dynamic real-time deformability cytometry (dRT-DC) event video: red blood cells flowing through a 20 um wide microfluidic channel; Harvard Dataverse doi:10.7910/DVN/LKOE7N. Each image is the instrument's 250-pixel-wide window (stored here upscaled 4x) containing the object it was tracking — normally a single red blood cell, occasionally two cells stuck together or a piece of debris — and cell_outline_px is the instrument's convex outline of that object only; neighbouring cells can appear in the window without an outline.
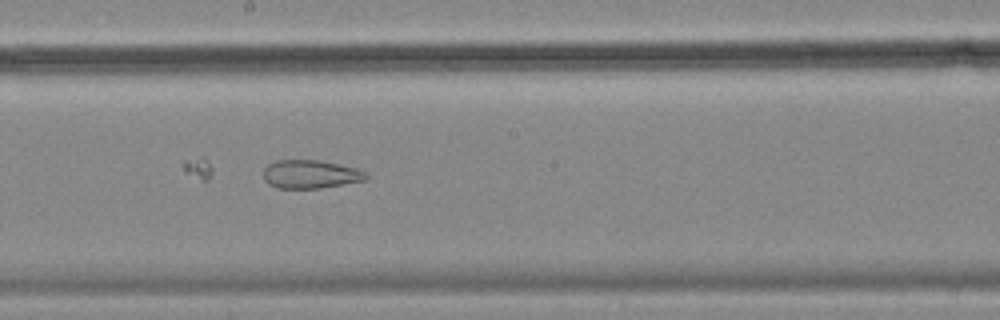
{"species": "common noctule bat (a hibernating species)", "species_latin": "Nyctalus noctula", "temperature_condition": "cold", "stored_images_in_passage": 45, "segment_of_instrument_passage": [1, 2], "camera_frame_rate_fps": 3000, "um_per_image_px": 0.085, "animal": {"sex": "female", "body_mass_g": 18.4}, "frame": {"image": 1, "passage_image": 20, "time_ms": 6.333, "image_size_px": [1000, 320], "cell_outline_px": [[372, 176], [368, 180], [320, 188], [276, 188], [268, 184], [264, 180], [264, 168], [268, 164], [276, 160], [320, 160], [340, 164], [356, 168], [368, 172]], "centroid_in_image_um": [26.45, 14.81], "position_along_channel_um": 221.8, "area_um2": 17.34}}